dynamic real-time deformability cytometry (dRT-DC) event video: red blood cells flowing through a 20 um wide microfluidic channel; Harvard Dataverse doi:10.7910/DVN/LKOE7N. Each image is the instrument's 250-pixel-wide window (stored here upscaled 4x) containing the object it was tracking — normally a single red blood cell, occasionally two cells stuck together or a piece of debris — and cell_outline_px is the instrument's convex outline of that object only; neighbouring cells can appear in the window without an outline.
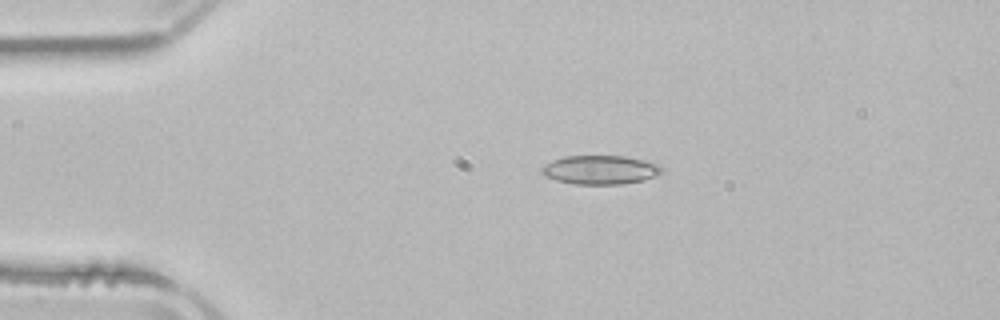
{"species": "common noctule bat (a hibernating species)", "species_latin": "Nyctalus noctula", "temperature_condition": "room temperature", "stored_images_in_passage": 3, "camera_frame_rate_fps": 3000, "um_per_image_px": 0.085, "animal": {"sex": "male", "body_mass_g": 21.5, "forearm_length_mm": 52.0}, "frame": {"image": 1, "passage_image": 2, "time_ms": 2.667, "image_size_px": [1000, 320], "cell_outline_px": [[664, 168], [656, 176], [644, 180], [620, 184], [576, 184], [556, 180], [544, 176], [540, 172], [540, 168], [544, 164], [552, 160], [564, 156], [624, 156], [644, 160], [660, 164]], "centroid_in_image_um": [51.0, 14.43], "position_along_channel_um": 34.0, "area_um2": 20.35}}
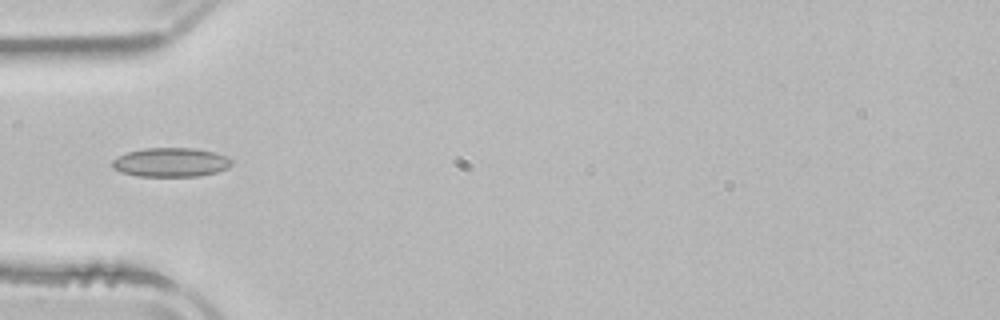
{"frame": {"image": 2, "passage_image": 3, "time_ms": 4.667, "image_size_px": [1000, 320], "cell_outline_px": [[232, 164], [228, 168], [216, 172], [200, 176], [136, 176], [120, 172], [112, 168], [112, 160], [116, 156], [128, 152], [144, 148], [196, 148], [216, 152], [228, 156], [232, 160]], "centroid_in_image_um": [14.52, 13.79], "position_along_channel_um": 70.5, "area_um2": 20.52}}